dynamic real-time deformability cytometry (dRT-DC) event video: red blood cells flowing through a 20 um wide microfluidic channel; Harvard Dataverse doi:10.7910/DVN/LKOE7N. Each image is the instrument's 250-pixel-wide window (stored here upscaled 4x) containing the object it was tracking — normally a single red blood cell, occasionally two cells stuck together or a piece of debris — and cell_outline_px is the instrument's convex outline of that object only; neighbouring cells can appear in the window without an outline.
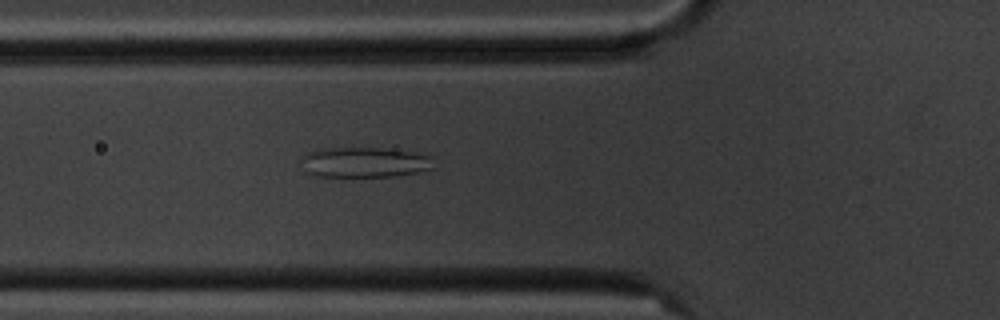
{"species": "common noctule bat (a hibernating species)", "species_latin": "Nyctalus noctula", "temperature_condition": "cold", "stored_images_in_passage": 6, "camera_frame_rate_fps": 3000, "um_per_image_px": 0.085, "animal": {"sex": "male", "body_mass_g": 20.1, "forearm_length_mm": 53.5}, "frame": {"image": 1, "passage_image": 6, "time_ms": 5.667, "image_size_px": [1000, 320], "cell_outline_px": [[432, 168], [416, 172], [392, 176], [316, 176], [308, 172], [300, 160], [304, 152], [316, 148], [380, 148], [412, 152], [432, 156]], "centroid_in_image_um": [30.91, 13.78], "position_along_channel_um": 94.9, "area_um2": 23.24}}